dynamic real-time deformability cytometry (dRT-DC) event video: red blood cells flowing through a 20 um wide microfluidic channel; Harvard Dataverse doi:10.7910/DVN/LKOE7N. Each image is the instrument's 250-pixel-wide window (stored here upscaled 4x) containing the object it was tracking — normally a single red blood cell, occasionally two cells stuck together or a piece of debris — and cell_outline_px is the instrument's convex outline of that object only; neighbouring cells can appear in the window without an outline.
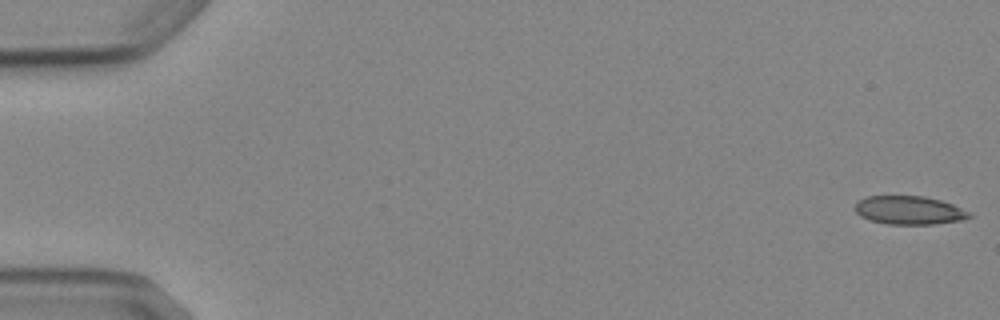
{"species": "Egyptian fruit bat (a non-hibernating species)", "species_latin": "Rousettus aegyptiacus", "temperature_condition": "cold", "stored_images_in_passage": 7, "camera_frame_rate_fps": 3000, "um_per_image_px": 0.085, "animal": {"sex": "female"}, "frame": {"image": 1, "passage_image": 1, "time_ms": 0.0, "image_size_px": [1000, 320], "cell_outline_px": [[972, 216], [960, 220], [932, 224], [888, 224], [872, 220], [860, 216], [856, 212], [856, 200], [868, 196], [924, 196], [940, 200], [952, 204], [972, 212]], "centroid_in_image_um": [77.28, 17.86], "position_along_channel_um": 7.7, "area_um2": 18.84}}
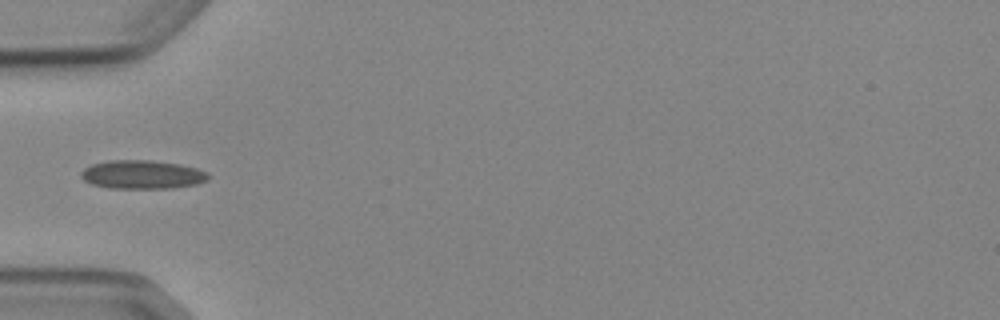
{"frame": {"image": 2, "passage_image": 5, "time_ms": 5.667, "image_size_px": [1000, 320], "cell_outline_px": [[208, 180], [196, 184], [172, 188], [108, 188], [92, 184], [84, 180], [80, 176], [80, 172], [84, 168], [92, 164], [108, 160], [152, 160], [180, 164], [196, 168], [208, 172]], "centroid_in_image_um": [12.07, 14.83], "position_along_channel_um": 72.9, "area_um2": 21.33}}
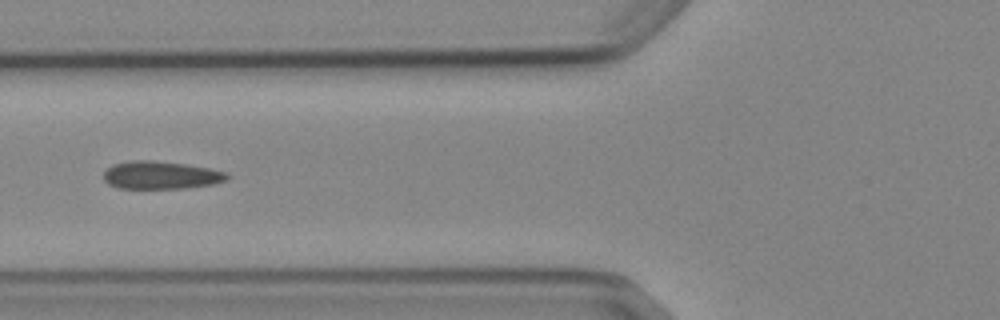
{"frame": {"image": 3, "passage_image": 6, "time_ms": 6.667, "image_size_px": [1000, 320], "cell_outline_px": [[232, 176], [228, 180], [212, 184], [184, 188], [116, 188], [108, 184], [104, 180], [104, 172], [112, 164], [132, 160], [148, 160], [184, 164], [208, 168], [228, 172]], "centroid_in_image_um": [13.69, 14.89], "position_along_channel_um": 112.1, "area_um2": 20.06}}